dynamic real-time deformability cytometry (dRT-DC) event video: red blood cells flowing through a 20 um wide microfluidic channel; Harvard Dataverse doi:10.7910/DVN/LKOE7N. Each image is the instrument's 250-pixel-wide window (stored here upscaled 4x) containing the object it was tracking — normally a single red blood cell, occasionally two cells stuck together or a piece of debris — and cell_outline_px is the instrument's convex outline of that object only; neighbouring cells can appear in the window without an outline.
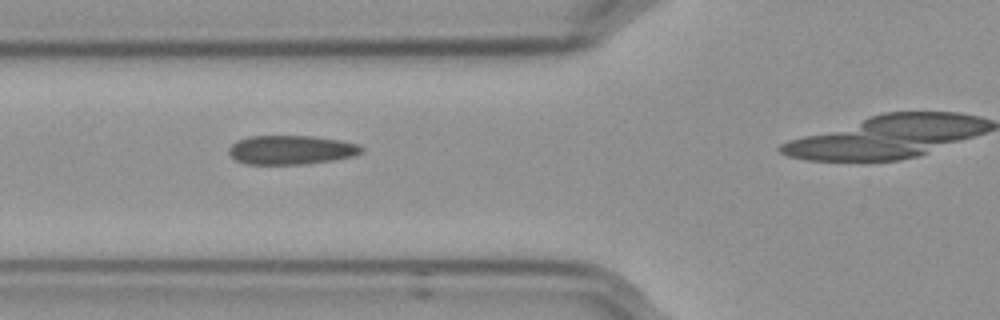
{"species": "Egyptian fruit bat (a non-hibernating species)", "species_latin": "Rousettus aegyptiacus", "temperature_condition": "cold", "stored_images_in_passage": 27, "camera_frame_rate_fps": 3000, "um_per_image_px": 0.085, "frame": {"image": 1, "passage_image": 16, "time_ms": 5.0, "image_size_px": [1000, 320], "cell_outline_px": [[364, 152], [352, 156], [332, 160], [304, 164], [244, 164], [236, 160], [228, 152], [228, 148], [236, 140], [248, 136], [312, 136], [340, 140], [360, 144], [364, 148]], "centroid_in_image_um": [24.74, 12.73], "position_along_channel_um": 101.1, "area_um2": 22.6}}
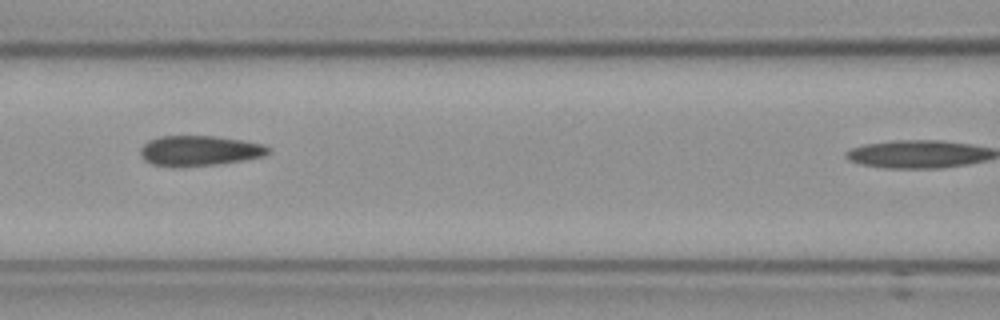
{"frame": {"image": 2, "passage_image": 20, "time_ms": 6.333, "image_size_px": [1000, 320], "cell_outline_px": [[272, 152], [264, 156], [244, 160], [216, 164], [152, 164], [144, 160], [140, 156], [140, 148], [148, 140], [160, 136], [212, 136], [240, 140], [264, 144], [272, 148]], "centroid_in_image_um": [17.01, 12.77], "position_along_channel_um": 149.6, "area_um2": 21.91}}